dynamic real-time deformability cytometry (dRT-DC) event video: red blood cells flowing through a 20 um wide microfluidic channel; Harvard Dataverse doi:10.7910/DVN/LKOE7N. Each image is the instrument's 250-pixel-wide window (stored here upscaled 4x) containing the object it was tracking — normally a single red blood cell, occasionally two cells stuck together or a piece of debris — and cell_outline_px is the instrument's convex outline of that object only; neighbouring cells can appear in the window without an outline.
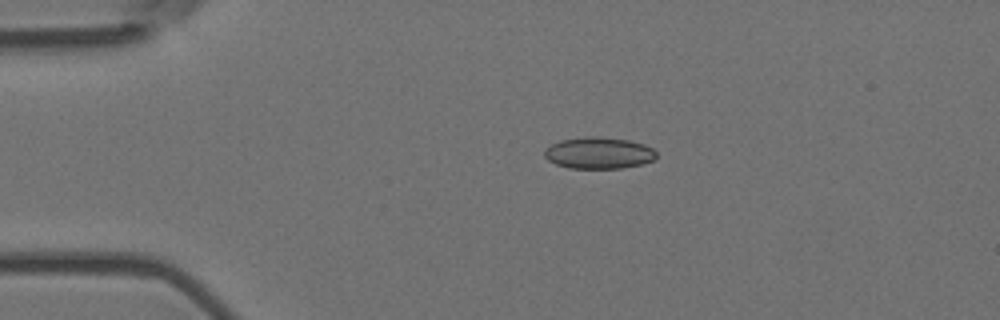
{"species": "Egyptian fruit bat (a non-hibernating species)", "species_latin": "Rousettus aegyptiacus", "temperature_condition": "room temperature", "stored_images_in_passage": 4, "camera_frame_rate_fps": 3000, "um_per_image_px": 0.085, "animal": {"sex": "female"}, "frame": {"image": 1, "passage_image": 3, "time_ms": 0.667, "image_size_px": [1000, 320], "cell_outline_px": [[656, 160], [640, 164], [620, 168], [568, 168], [556, 164], [548, 160], [544, 156], [544, 148], [560, 140], [584, 136], [600, 136], [628, 140], [644, 144], [652, 148], [656, 152]], "centroid_in_image_um": [50.88, 12.99], "position_along_channel_um": 34.1, "area_um2": 20.75}}